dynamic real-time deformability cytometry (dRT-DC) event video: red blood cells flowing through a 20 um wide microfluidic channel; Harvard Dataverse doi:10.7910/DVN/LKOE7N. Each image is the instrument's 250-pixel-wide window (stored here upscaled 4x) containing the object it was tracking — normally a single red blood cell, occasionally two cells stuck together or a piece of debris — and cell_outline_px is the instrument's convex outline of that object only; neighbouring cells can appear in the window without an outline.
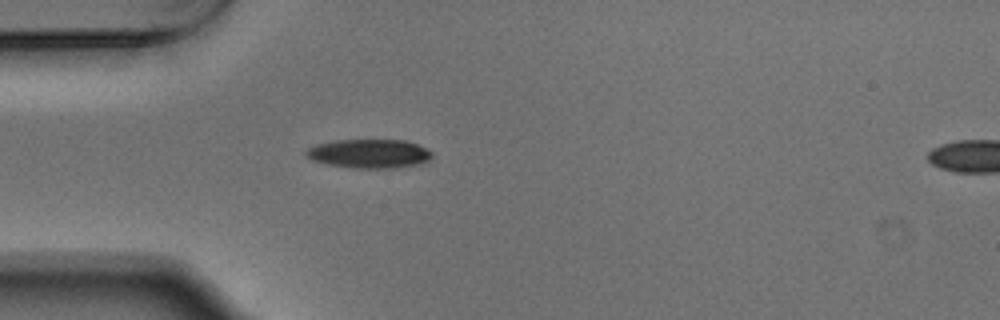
{"species": "Egyptian fruit bat (a non-hibernating species)", "species_latin": "Rousettus aegyptiacus", "temperature_condition": "warm", "stored_images_in_passage": 39, "camera_frame_rate_fps": 3000, "um_per_image_px": 0.085, "animal": {"sex": "male"}, "frame": {"image": 1, "passage_image": 1, "time_ms": 0.0, "image_size_px": [1000, 320], "cell_outline_px": [[432, 156], [428, 160], [420, 164], [396, 168], [352, 168], [328, 164], [312, 160], [304, 152], [308, 148], [316, 144], [336, 140], [404, 140], [416, 144], [432, 152]], "centroid_in_image_um": [31.38, 13.06], "position_along_channel_um": 53.6, "area_um2": 21.15}}
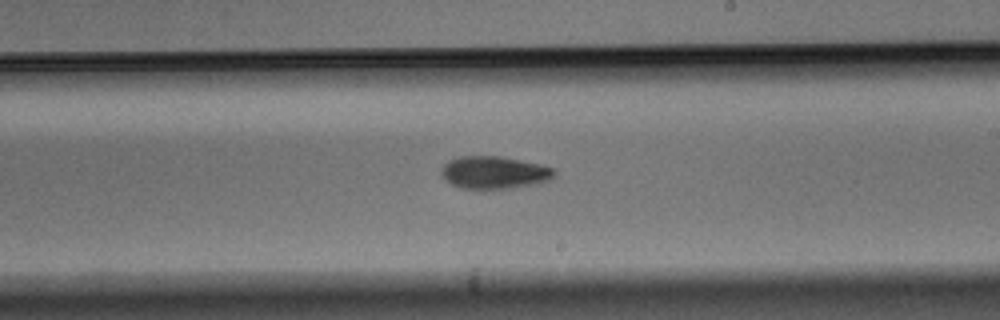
{"frame": {"image": 2, "passage_image": 17, "time_ms": 5.333, "image_size_px": [1000, 320], "cell_outline_px": [[556, 172], [548, 180], [532, 184], [512, 188], [460, 188], [444, 180], [440, 176], [440, 172], [444, 164], [448, 160], [460, 156], [500, 156], [540, 164], [552, 168]], "centroid_in_image_um": [41.94, 14.65], "position_along_channel_um": 247.1, "area_um2": 21.27}}
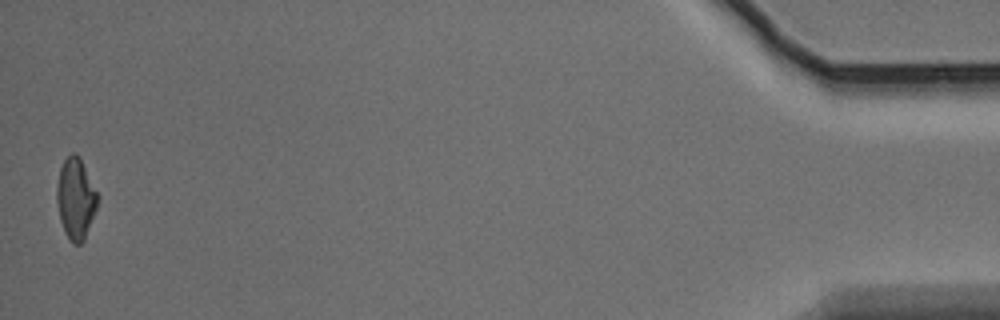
{"frame": {"image": 3, "passage_image": 39, "time_ms": 12.667, "image_size_px": [1000, 320], "cell_outline_px": [[100, 196], [96, 208], [84, 240], [80, 244], [72, 244], [68, 240], [64, 232], [60, 220], [56, 200], [56, 188], [60, 168], [64, 160], [72, 152], [76, 152], [80, 156]], "centroid_in_image_um": [6.44, 16.87], "position_along_channel_um": 428.8, "area_um2": 19.59}, "authors_computed_cell_mechanics": {"area_um2": 20.5768, "velocity_mm_per_s": 3.7408, "shape_relaxation_time_tau1_ms": 4.0193, "shape_relaxation_time_tau2_ms": null, "deformation_change_tau1": 0.1265, "deformation_change_tau2": null}}